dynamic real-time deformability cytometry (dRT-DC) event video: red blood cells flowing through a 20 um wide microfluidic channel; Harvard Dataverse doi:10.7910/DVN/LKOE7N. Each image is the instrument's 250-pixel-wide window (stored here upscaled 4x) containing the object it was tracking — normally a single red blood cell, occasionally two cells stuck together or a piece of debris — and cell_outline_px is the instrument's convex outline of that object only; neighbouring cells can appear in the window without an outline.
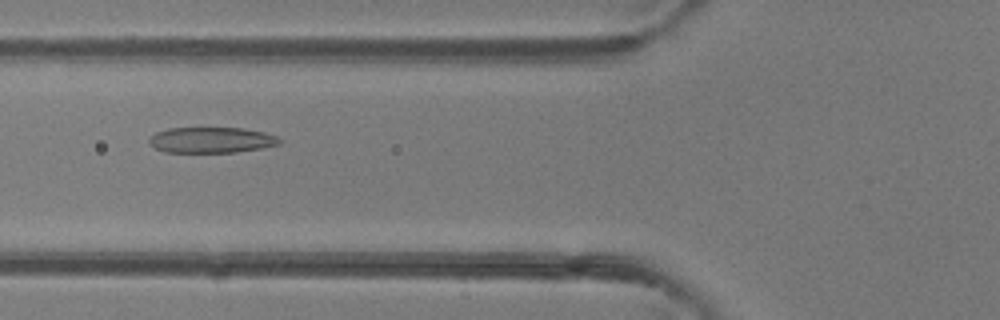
{"species": "common noctule bat (a hibernating species)", "species_latin": "Nyctalus noctula", "temperature_condition": "room temperature", "stored_images_in_passage": 47, "camera_frame_rate_fps": 3000, "um_per_image_px": 0.085, "animal": {"sex": "female"}, "frame": {"image": 1, "passage_image": 18, "time_ms": 5.667, "image_size_px": [1000, 320], "cell_outline_px": [[284, 140], [280, 144], [260, 148], [236, 152], [164, 152], [148, 144], [148, 140], [156, 132], [168, 128], [244, 128], [264, 132], [276, 136]], "centroid_in_image_um": [17.98, 11.9], "position_along_channel_um": 107.8, "area_um2": 19.59}}
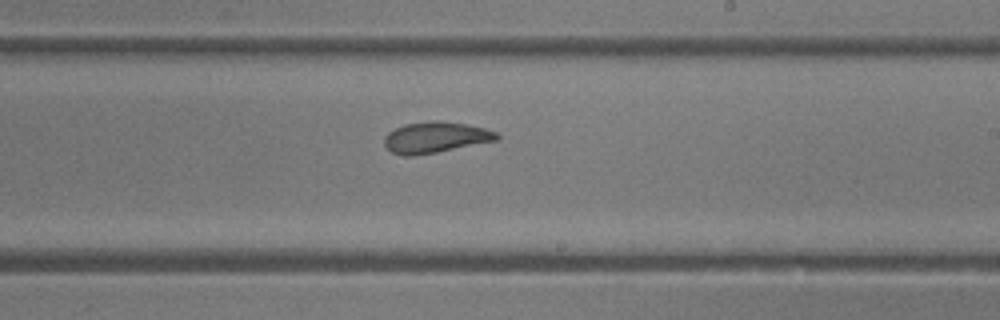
{"frame": {"image": 2, "passage_image": 28, "time_ms": 9.0, "image_size_px": [1000, 320], "cell_outline_px": [[500, 140], [436, 152], [412, 156], [404, 156], [392, 152], [384, 144], [384, 136], [388, 132], [404, 124], [436, 120], [440, 120], [468, 124], [484, 128], [496, 132], [500, 136]], "centroid_in_image_um": [37.04, 11.67], "position_along_channel_um": 252.0, "area_um2": 20.4}}
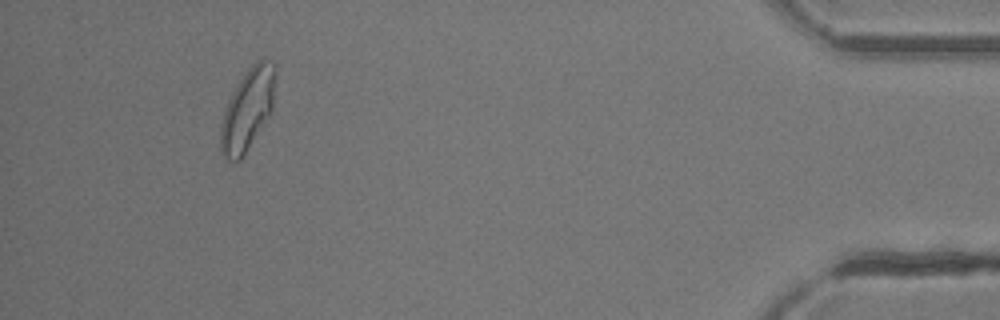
{"frame": {"image": 3, "passage_image": 44, "time_ms": 14.333, "image_size_px": [1000, 320], "cell_outline_px": [[276, 76], [272, 108], [240, 160], [224, 160], [220, 148], [220, 128], [224, 112], [228, 100], [232, 92], [244, 72], [256, 60], [264, 56], [276, 64]], "centroid_in_image_um": [21.04, 9.22], "position_along_channel_um": 414.2, "area_um2": 25.89}, "authors_computed_cell_mechanics": {"area_um2": 22.1374, "velocity_mm_per_s": 4.3187, "shape_relaxation_time_tau1_ms": 8.6674, "shape_relaxation_time_tau2_ms": 1.0805, "deformation_change_tau1": 0.2504, "deformation_change_tau2": 0.0768}}